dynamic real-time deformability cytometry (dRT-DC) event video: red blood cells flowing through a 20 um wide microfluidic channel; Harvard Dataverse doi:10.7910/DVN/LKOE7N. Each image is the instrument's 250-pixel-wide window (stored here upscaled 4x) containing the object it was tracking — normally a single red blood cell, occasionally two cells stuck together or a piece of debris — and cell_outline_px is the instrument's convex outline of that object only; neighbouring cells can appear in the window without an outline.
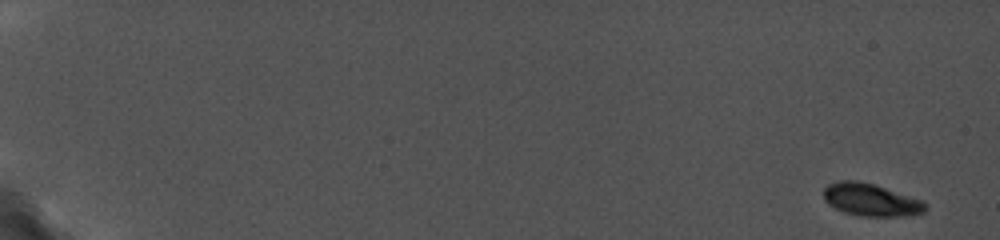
{"species": "common noctule bat (a hibernating species)", "species_latin": "Nyctalus noctula", "temperature_condition": "cold", "stored_images_in_passage": 59, "camera_frame_rate_fps": 5000, "um_per_image_px": 0.085, "animal": {"sex": "female", "body_mass_g": 19.0, "forearm_length_mm": 56.7}, "frame": {"image": 1, "passage_image": 1, "time_ms": 0.0, "image_size_px": [1000, 240], "cell_outline_px": [[928, 208], [924, 212], [904, 216], [860, 216], [844, 212], [828, 204], [824, 200], [824, 188], [828, 184], [840, 180], [856, 180], [872, 184], [924, 200], [928, 204]], "centroid_in_image_um": [74.04, 16.99], "position_along_channel_um": 11.0, "area_um2": 19.31}}
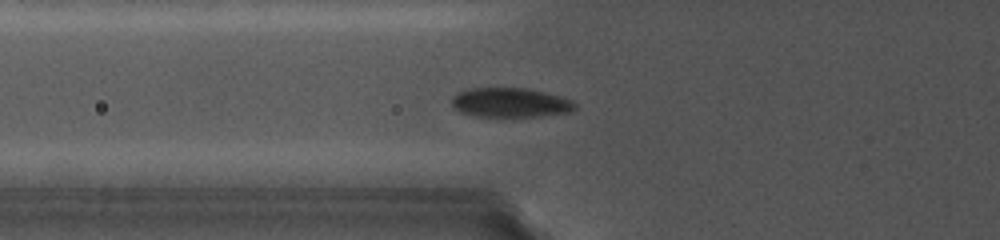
{"frame": {"image": 2, "passage_image": 27, "time_ms": 7.4, "image_size_px": [1000, 240], "cell_outline_px": [[576, 108], [572, 112], [540, 116], [476, 116], [460, 112], [452, 104], [452, 96], [456, 92], [468, 88], [528, 88], [560, 96], [572, 100], [576, 104]], "centroid_in_image_um": [43.38, 8.71], "position_along_channel_um": 82.4, "area_um2": 21.21}}
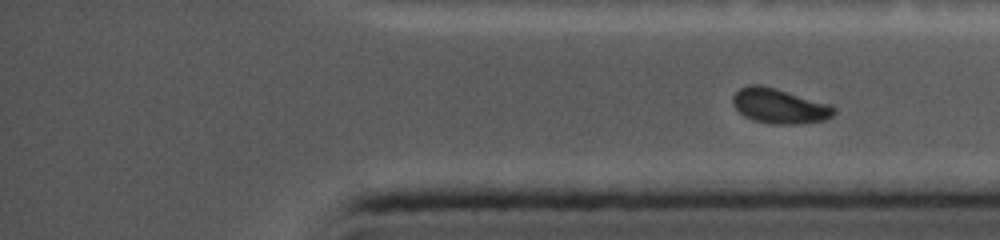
{"frame": {"image": 3, "passage_image": 59, "time_ms": 15.0, "image_size_px": [1000, 240], "cell_outline_px": [[836, 112], [832, 116], [824, 120], [796, 124], [776, 124], [756, 120], [744, 116], [732, 104], [732, 96], [740, 88], [748, 84], [760, 84], [776, 88], [832, 104], [836, 108]], "centroid_in_image_um": [66.27, 8.99], "position_along_channel_um": 368.9, "area_um2": 20.69}}